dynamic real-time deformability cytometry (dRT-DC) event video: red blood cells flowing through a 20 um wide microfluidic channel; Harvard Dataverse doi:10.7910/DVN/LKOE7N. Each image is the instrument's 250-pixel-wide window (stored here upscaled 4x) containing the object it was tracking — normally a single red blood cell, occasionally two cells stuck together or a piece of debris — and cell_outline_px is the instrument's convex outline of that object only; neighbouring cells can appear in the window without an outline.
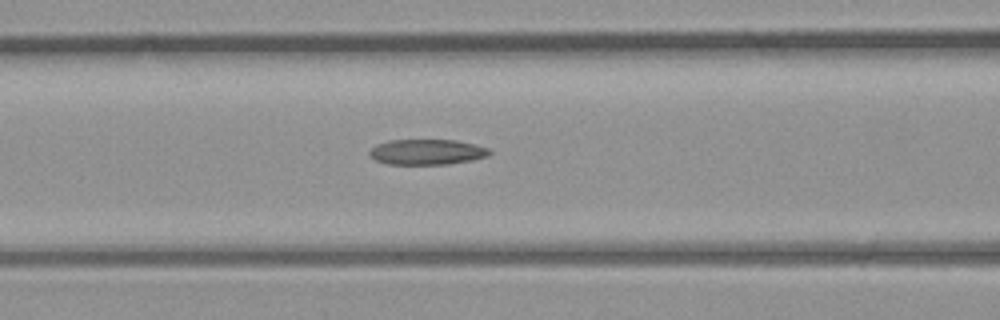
{"species": "common noctule bat (a hibernating species)", "species_latin": "Nyctalus noctula", "temperature_condition": "room temperature", "stored_images_in_passage": 5, "camera_frame_rate_fps": 3000, "um_per_image_px": 0.085, "animal": {"sex": "male", "body_mass_g": 23.1, "forearm_length_mm": 52.7}, "frame": {"image": 1, "passage_image": 5, "time_ms": 5.333, "image_size_px": [1000, 320], "cell_outline_px": [[492, 152], [488, 156], [472, 160], [448, 164], [388, 164], [376, 160], [368, 156], [368, 152], [376, 144], [388, 140], [456, 140], [488, 148]], "centroid_in_image_um": [36.26, 12.92], "position_along_channel_um": 130.3, "area_um2": 17.8}}